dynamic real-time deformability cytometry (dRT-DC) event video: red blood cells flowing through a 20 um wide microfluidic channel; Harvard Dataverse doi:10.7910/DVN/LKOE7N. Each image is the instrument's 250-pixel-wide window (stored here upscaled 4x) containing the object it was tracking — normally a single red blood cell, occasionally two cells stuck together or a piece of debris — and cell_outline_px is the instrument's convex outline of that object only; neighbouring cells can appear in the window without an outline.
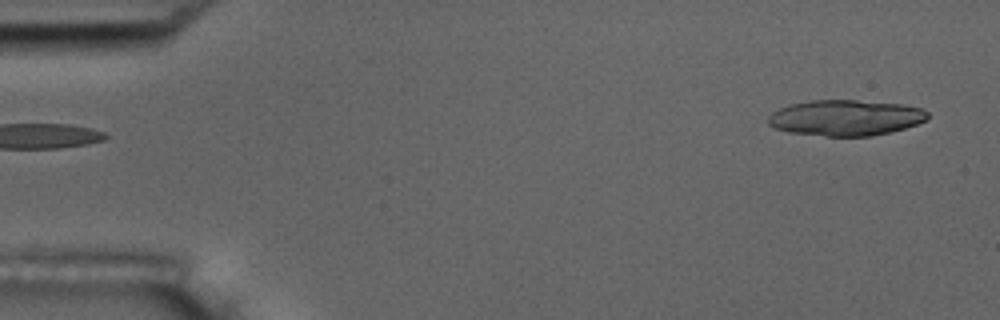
{"species": "common noctule bat (a hibernating species)", "species_latin": "Nyctalus noctula", "temperature_condition": "room temperature", "stored_images_in_passage": 5, "segment_of_instrument_passage": [2, 2], "camera_frame_rate_fps": 3000, "um_per_image_px": 0.085, "animal": {"sex": "male", "body_mass_g": 17.5, "forearm_length_mm": 52.3}, "frame": {"image": 1, "passage_image": 5, "time_ms": 4.667, "image_size_px": [1000, 320], "cell_outline_px": [[928, 116], [924, 120], [916, 124], [904, 128], [872, 136], [824, 136], [788, 132], [776, 128], [768, 124], [768, 116], [772, 112], [788, 104], [812, 100], [856, 100], [904, 104], [920, 108], [928, 112]], "centroid_in_image_um": [71.84, 10.0], "position_along_channel_um": 13.2, "area_um2": 33.23}}